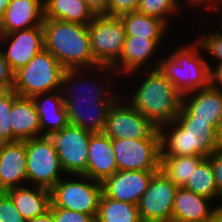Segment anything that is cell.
I'll return each mask as SVG.
<instances>
[{
    "label": "cell",
    "mask_w": 222,
    "mask_h": 222,
    "mask_svg": "<svg viewBox=\"0 0 222 222\" xmlns=\"http://www.w3.org/2000/svg\"><path fill=\"white\" fill-rule=\"evenodd\" d=\"M120 19L125 27L126 37L163 39L169 26L156 17L137 11L124 14Z\"/></svg>",
    "instance_id": "4316f807"
},
{
    "label": "cell",
    "mask_w": 222,
    "mask_h": 222,
    "mask_svg": "<svg viewBox=\"0 0 222 222\" xmlns=\"http://www.w3.org/2000/svg\"><path fill=\"white\" fill-rule=\"evenodd\" d=\"M18 94L13 90L0 91V143L13 142L10 126V112Z\"/></svg>",
    "instance_id": "1f68e13d"
},
{
    "label": "cell",
    "mask_w": 222,
    "mask_h": 222,
    "mask_svg": "<svg viewBox=\"0 0 222 222\" xmlns=\"http://www.w3.org/2000/svg\"><path fill=\"white\" fill-rule=\"evenodd\" d=\"M88 7L96 14L101 15L106 12L108 0H83Z\"/></svg>",
    "instance_id": "ab89813d"
},
{
    "label": "cell",
    "mask_w": 222,
    "mask_h": 222,
    "mask_svg": "<svg viewBox=\"0 0 222 222\" xmlns=\"http://www.w3.org/2000/svg\"><path fill=\"white\" fill-rule=\"evenodd\" d=\"M212 164L218 192L222 190V147L207 157Z\"/></svg>",
    "instance_id": "74e56055"
},
{
    "label": "cell",
    "mask_w": 222,
    "mask_h": 222,
    "mask_svg": "<svg viewBox=\"0 0 222 222\" xmlns=\"http://www.w3.org/2000/svg\"><path fill=\"white\" fill-rule=\"evenodd\" d=\"M10 1L11 0H0V20L2 19Z\"/></svg>",
    "instance_id": "7bdbcfd3"
},
{
    "label": "cell",
    "mask_w": 222,
    "mask_h": 222,
    "mask_svg": "<svg viewBox=\"0 0 222 222\" xmlns=\"http://www.w3.org/2000/svg\"><path fill=\"white\" fill-rule=\"evenodd\" d=\"M70 176L73 181L70 178L65 179L64 175L50 189L51 203L49 207L63 208L96 217L102 195V183L86 175ZM72 176H75L74 179Z\"/></svg>",
    "instance_id": "8992f818"
},
{
    "label": "cell",
    "mask_w": 222,
    "mask_h": 222,
    "mask_svg": "<svg viewBox=\"0 0 222 222\" xmlns=\"http://www.w3.org/2000/svg\"><path fill=\"white\" fill-rule=\"evenodd\" d=\"M14 72L10 69L3 53L0 51V91L13 89Z\"/></svg>",
    "instance_id": "8d00e7d4"
},
{
    "label": "cell",
    "mask_w": 222,
    "mask_h": 222,
    "mask_svg": "<svg viewBox=\"0 0 222 222\" xmlns=\"http://www.w3.org/2000/svg\"><path fill=\"white\" fill-rule=\"evenodd\" d=\"M31 98L39 116L41 136H50L69 124L60 90L40 93Z\"/></svg>",
    "instance_id": "7402d4cb"
},
{
    "label": "cell",
    "mask_w": 222,
    "mask_h": 222,
    "mask_svg": "<svg viewBox=\"0 0 222 222\" xmlns=\"http://www.w3.org/2000/svg\"><path fill=\"white\" fill-rule=\"evenodd\" d=\"M209 68H210V86L222 91V64L216 66H212L211 64L209 65Z\"/></svg>",
    "instance_id": "f35d334b"
},
{
    "label": "cell",
    "mask_w": 222,
    "mask_h": 222,
    "mask_svg": "<svg viewBox=\"0 0 222 222\" xmlns=\"http://www.w3.org/2000/svg\"><path fill=\"white\" fill-rule=\"evenodd\" d=\"M177 189L161 170L156 172L138 203L142 222H170Z\"/></svg>",
    "instance_id": "7c38bea8"
},
{
    "label": "cell",
    "mask_w": 222,
    "mask_h": 222,
    "mask_svg": "<svg viewBox=\"0 0 222 222\" xmlns=\"http://www.w3.org/2000/svg\"><path fill=\"white\" fill-rule=\"evenodd\" d=\"M162 41L164 40L126 37L120 58L111 69L119 75L125 73L129 76L142 67H150L148 60L152 59Z\"/></svg>",
    "instance_id": "44dd1931"
},
{
    "label": "cell",
    "mask_w": 222,
    "mask_h": 222,
    "mask_svg": "<svg viewBox=\"0 0 222 222\" xmlns=\"http://www.w3.org/2000/svg\"><path fill=\"white\" fill-rule=\"evenodd\" d=\"M88 35L95 63L112 68L120 58L126 38L120 17L96 15L88 24Z\"/></svg>",
    "instance_id": "ba28073f"
},
{
    "label": "cell",
    "mask_w": 222,
    "mask_h": 222,
    "mask_svg": "<svg viewBox=\"0 0 222 222\" xmlns=\"http://www.w3.org/2000/svg\"><path fill=\"white\" fill-rule=\"evenodd\" d=\"M209 222H222V214L216 212Z\"/></svg>",
    "instance_id": "f6af8a7d"
},
{
    "label": "cell",
    "mask_w": 222,
    "mask_h": 222,
    "mask_svg": "<svg viewBox=\"0 0 222 222\" xmlns=\"http://www.w3.org/2000/svg\"><path fill=\"white\" fill-rule=\"evenodd\" d=\"M156 172L118 170L102 182V193L106 197L138 205Z\"/></svg>",
    "instance_id": "2e32d148"
},
{
    "label": "cell",
    "mask_w": 222,
    "mask_h": 222,
    "mask_svg": "<svg viewBox=\"0 0 222 222\" xmlns=\"http://www.w3.org/2000/svg\"><path fill=\"white\" fill-rule=\"evenodd\" d=\"M119 100V102H118ZM117 99L111 106L104 133L111 139L160 138L159 128L130 103Z\"/></svg>",
    "instance_id": "9c48e42d"
},
{
    "label": "cell",
    "mask_w": 222,
    "mask_h": 222,
    "mask_svg": "<svg viewBox=\"0 0 222 222\" xmlns=\"http://www.w3.org/2000/svg\"><path fill=\"white\" fill-rule=\"evenodd\" d=\"M138 5L139 0H108L106 12L103 15L120 17L124 14L137 11Z\"/></svg>",
    "instance_id": "d590c367"
},
{
    "label": "cell",
    "mask_w": 222,
    "mask_h": 222,
    "mask_svg": "<svg viewBox=\"0 0 222 222\" xmlns=\"http://www.w3.org/2000/svg\"><path fill=\"white\" fill-rule=\"evenodd\" d=\"M18 209L28 221L43 215L49 210L50 190L38 186H18L6 191Z\"/></svg>",
    "instance_id": "cb8c5ba5"
},
{
    "label": "cell",
    "mask_w": 222,
    "mask_h": 222,
    "mask_svg": "<svg viewBox=\"0 0 222 222\" xmlns=\"http://www.w3.org/2000/svg\"><path fill=\"white\" fill-rule=\"evenodd\" d=\"M24 141L0 143V192L27 185Z\"/></svg>",
    "instance_id": "e0dca14e"
},
{
    "label": "cell",
    "mask_w": 222,
    "mask_h": 222,
    "mask_svg": "<svg viewBox=\"0 0 222 222\" xmlns=\"http://www.w3.org/2000/svg\"><path fill=\"white\" fill-rule=\"evenodd\" d=\"M176 118L212 121L222 133V91L209 85L182 96V106Z\"/></svg>",
    "instance_id": "9a60e30c"
},
{
    "label": "cell",
    "mask_w": 222,
    "mask_h": 222,
    "mask_svg": "<svg viewBox=\"0 0 222 222\" xmlns=\"http://www.w3.org/2000/svg\"><path fill=\"white\" fill-rule=\"evenodd\" d=\"M180 0H139L137 12L156 17L169 24V18L180 10ZM170 15V16H169Z\"/></svg>",
    "instance_id": "4dcf8cb0"
},
{
    "label": "cell",
    "mask_w": 222,
    "mask_h": 222,
    "mask_svg": "<svg viewBox=\"0 0 222 222\" xmlns=\"http://www.w3.org/2000/svg\"><path fill=\"white\" fill-rule=\"evenodd\" d=\"M95 16L83 0H44V19L88 25Z\"/></svg>",
    "instance_id": "484cf974"
},
{
    "label": "cell",
    "mask_w": 222,
    "mask_h": 222,
    "mask_svg": "<svg viewBox=\"0 0 222 222\" xmlns=\"http://www.w3.org/2000/svg\"><path fill=\"white\" fill-rule=\"evenodd\" d=\"M91 134V132L69 123L60 131L50 135L62 170L67 176L86 175Z\"/></svg>",
    "instance_id": "30bf717a"
},
{
    "label": "cell",
    "mask_w": 222,
    "mask_h": 222,
    "mask_svg": "<svg viewBox=\"0 0 222 222\" xmlns=\"http://www.w3.org/2000/svg\"><path fill=\"white\" fill-rule=\"evenodd\" d=\"M195 41L188 47L175 49L171 55H165V58L161 56L151 68H158L182 96L210 85V64L200 55V49L203 48L196 39Z\"/></svg>",
    "instance_id": "277c9868"
},
{
    "label": "cell",
    "mask_w": 222,
    "mask_h": 222,
    "mask_svg": "<svg viewBox=\"0 0 222 222\" xmlns=\"http://www.w3.org/2000/svg\"><path fill=\"white\" fill-rule=\"evenodd\" d=\"M187 5H195L196 7L199 5V6H202V5H208L207 6V9L211 7L216 10H220L219 8V4L222 2V0H187L185 1ZM188 2V3H187ZM206 3V4H205ZM198 4V5H197ZM211 6V7H210Z\"/></svg>",
    "instance_id": "60d3db41"
},
{
    "label": "cell",
    "mask_w": 222,
    "mask_h": 222,
    "mask_svg": "<svg viewBox=\"0 0 222 222\" xmlns=\"http://www.w3.org/2000/svg\"><path fill=\"white\" fill-rule=\"evenodd\" d=\"M82 71L85 72V69L84 70L83 69L65 70V72L62 76V83H61V88H60V92L62 95V100H63L64 105H85V104H95V102H115L117 99H119L118 96L116 97L117 93L114 94L109 89L113 85L112 82H111V84H109L105 80L104 85L102 84L101 86H98V84L95 83L96 80H93L92 78L90 79V77H93V76L88 77L87 75H83V73H81ZM80 73L82 74V78H81ZM85 77H87V78H85ZM77 79L79 80V83H78ZM85 81L86 82L93 81V83L92 84L90 82L86 83ZM84 83H85V85H84ZM89 84H91L92 86H95V87L89 86ZM106 84H109V85L105 86ZM82 85L84 86V88L86 87V89H87V86H89L90 88L88 87V89L90 91L88 89H87L88 92L83 91L82 87H81ZM107 87H109V88L107 89ZM80 88L82 90L81 95H79ZM83 92H84V94H83Z\"/></svg>",
    "instance_id": "5bb4252c"
},
{
    "label": "cell",
    "mask_w": 222,
    "mask_h": 222,
    "mask_svg": "<svg viewBox=\"0 0 222 222\" xmlns=\"http://www.w3.org/2000/svg\"><path fill=\"white\" fill-rule=\"evenodd\" d=\"M27 222H55L52 212L50 210L46 211L43 215L36 216Z\"/></svg>",
    "instance_id": "b9f144b4"
},
{
    "label": "cell",
    "mask_w": 222,
    "mask_h": 222,
    "mask_svg": "<svg viewBox=\"0 0 222 222\" xmlns=\"http://www.w3.org/2000/svg\"><path fill=\"white\" fill-rule=\"evenodd\" d=\"M13 142L41 136L39 116L31 97L17 96L10 112Z\"/></svg>",
    "instance_id": "603a6c76"
},
{
    "label": "cell",
    "mask_w": 222,
    "mask_h": 222,
    "mask_svg": "<svg viewBox=\"0 0 222 222\" xmlns=\"http://www.w3.org/2000/svg\"><path fill=\"white\" fill-rule=\"evenodd\" d=\"M55 222H96V217L81 212L49 207Z\"/></svg>",
    "instance_id": "e575fe53"
},
{
    "label": "cell",
    "mask_w": 222,
    "mask_h": 222,
    "mask_svg": "<svg viewBox=\"0 0 222 222\" xmlns=\"http://www.w3.org/2000/svg\"><path fill=\"white\" fill-rule=\"evenodd\" d=\"M114 102H95L85 105H64L68 122L91 133H102L109 110Z\"/></svg>",
    "instance_id": "d4e9b609"
},
{
    "label": "cell",
    "mask_w": 222,
    "mask_h": 222,
    "mask_svg": "<svg viewBox=\"0 0 222 222\" xmlns=\"http://www.w3.org/2000/svg\"><path fill=\"white\" fill-rule=\"evenodd\" d=\"M44 50L54 55L66 69H87L89 72L105 70L110 67L98 66L91 51L88 25L63 20L44 19L42 23ZM87 67V68H86ZM94 68V69H93Z\"/></svg>",
    "instance_id": "6da1fadb"
},
{
    "label": "cell",
    "mask_w": 222,
    "mask_h": 222,
    "mask_svg": "<svg viewBox=\"0 0 222 222\" xmlns=\"http://www.w3.org/2000/svg\"><path fill=\"white\" fill-rule=\"evenodd\" d=\"M118 171L112 140L104 132L92 133L88 145L86 176L103 182Z\"/></svg>",
    "instance_id": "d6986e66"
},
{
    "label": "cell",
    "mask_w": 222,
    "mask_h": 222,
    "mask_svg": "<svg viewBox=\"0 0 222 222\" xmlns=\"http://www.w3.org/2000/svg\"><path fill=\"white\" fill-rule=\"evenodd\" d=\"M65 70L53 54L43 49L14 72L13 90L23 97L59 91Z\"/></svg>",
    "instance_id": "5b68a950"
},
{
    "label": "cell",
    "mask_w": 222,
    "mask_h": 222,
    "mask_svg": "<svg viewBox=\"0 0 222 222\" xmlns=\"http://www.w3.org/2000/svg\"><path fill=\"white\" fill-rule=\"evenodd\" d=\"M96 222H142L138 205L101 195Z\"/></svg>",
    "instance_id": "f1b7e54d"
},
{
    "label": "cell",
    "mask_w": 222,
    "mask_h": 222,
    "mask_svg": "<svg viewBox=\"0 0 222 222\" xmlns=\"http://www.w3.org/2000/svg\"><path fill=\"white\" fill-rule=\"evenodd\" d=\"M219 198L221 199V202H220L221 204L220 205L217 204V206L216 205L214 206H215V211L217 213L222 214V190L219 191L217 200H219Z\"/></svg>",
    "instance_id": "ee69618b"
},
{
    "label": "cell",
    "mask_w": 222,
    "mask_h": 222,
    "mask_svg": "<svg viewBox=\"0 0 222 222\" xmlns=\"http://www.w3.org/2000/svg\"><path fill=\"white\" fill-rule=\"evenodd\" d=\"M147 70L144 71L147 72L144 73L146 79L131 97L128 96V103L161 128L176 119L182 106V95L158 68Z\"/></svg>",
    "instance_id": "3957f363"
},
{
    "label": "cell",
    "mask_w": 222,
    "mask_h": 222,
    "mask_svg": "<svg viewBox=\"0 0 222 222\" xmlns=\"http://www.w3.org/2000/svg\"><path fill=\"white\" fill-rule=\"evenodd\" d=\"M203 156H160V170L179 188L184 187Z\"/></svg>",
    "instance_id": "83f0119b"
},
{
    "label": "cell",
    "mask_w": 222,
    "mask_h": 222,
    "mask_svg": "<svg viewBox=\"0 0 222 222\" xmlns=\"http://www.w3.org/2000/svg\"><path fill=\"white\" fill-rule=\"evenodd\" d=\"M208 32V36L204 35L197 39L202 46V52H207L217 58L216 65L222 64V32ZM219 59V60H218Z\"/></svg>",
    "instance_id": "d6a6232c"
},
{
    "label": "cell",
    "mask_w": 222,
    "mask_h": 222,
    "mask_svg": "<svg viewBox=\"0 0 222 222\" xmlns=\"http://www.w3.org/2000/svg\"><path fill=\"white\" fill-rule=\"evenodd\" d=\"M184 188L213 201L218 197V189L211 161L205 158L193 171Z\"/></svg>",
    "instance_id": "f546056e"
},
{
    "label": "cell",
    "mask_w": 222,
    "mask_h": 222,
    "mask_svg": "<svg viewBox=\"0 0 222 222\" xmlns=\"http://www.w3.org/2000/svg\"><path fill=\"white\" fill-rule=\"evenodd\" d=\"M0 222H27L6 192H0Z\"/></svg>",
    "instance_id": "836d02e7"
},
{
    "label": "cell",
    "mask_w": 222,
    "mask_h": 222,
    "mask_svg": "<svg viewBox=\"0 0 222 222\" xmlns=\"http://www.w3.org/2000/svg\"><path fill=\"white\" fill-rule=\"evenodd\" d=\"M44 0H11L0 20V35L42 25Z\"/></svg>",
    "instance_id": "ac0fdd59"
},
{
    "label": "cell",
    "mask_w": 222,
    "mask_h": 222,
    "mask_svg": "<svg viewBox=\"0 0 222 222\" xmlns=\"http://www.w3.org/2000/svg\"><path fill=\"white\" fill-rule=\"evenodd\" d=\"M160 156L209 157L222 147V133L212 121L176 118L159 128Z\"/></svg>",
    "instance_id": "7a4b0ae2"
},
{
    "label": "cell",
    "mask_w": 222,
    "mask_h": 222,
    "mask_svg": "<svg viewBox=\"0 0 222 222\" xmlns=\"http://www.w3.org/2000/svg\"><path fill=\"white\" fill-rule=\"evenodd\" d=\"M24 143L27 184L50 190L65 175L52 139L40 136L24 140Z\"/></svg>",
    "instance_id": "52a82bcc"
},
{
    "label": "cell",
    "mask_w": 222,
    "mask_h": 222,
    "mask_svg": "<svg viewBox=\"0 0 222 222\" xmlns=\"http://www.w3.org/2000/svg\"><path fill=\"white\" fill-rule=\"evenodd\" d=\"M213 200L198 195L184 187L175 193L171 221L173 222H209L216 213L209 203Z\"/></svg>",
    "instance_id": "ffe728a7"
},
{
    "label": "cell",
    "mask_w": 222,
    "mask_h": 222,
    "mask_svg": "<svg viewBox=\"0 0 222 222\" xmlns=\"http://www.w3.org/2000/svg\"><path fill=\"white\" fill-rule=\"evenodd\" d=\"M111 140L118 170H160V138Z\"/></svg>",
    "instance_id": "8fae6325"
},
{
    "label": "cell",
    "mask_w": 222,
    "mask_h": 222,
    "mask_svg": "<svg viewBox=\"0 0 222 222\" xmlns=\"http://www.w3.org/2000/svg\"><path fill=\"white\" fill-rule=\"evenodd\" d=\"M6 43L7 49H0L10 69L15 72L27 65L30 60L44 49L42 25L0 35V41Z\"/></svg>",
    "instance_id": "4fadbf2b"
}]
</instances>
